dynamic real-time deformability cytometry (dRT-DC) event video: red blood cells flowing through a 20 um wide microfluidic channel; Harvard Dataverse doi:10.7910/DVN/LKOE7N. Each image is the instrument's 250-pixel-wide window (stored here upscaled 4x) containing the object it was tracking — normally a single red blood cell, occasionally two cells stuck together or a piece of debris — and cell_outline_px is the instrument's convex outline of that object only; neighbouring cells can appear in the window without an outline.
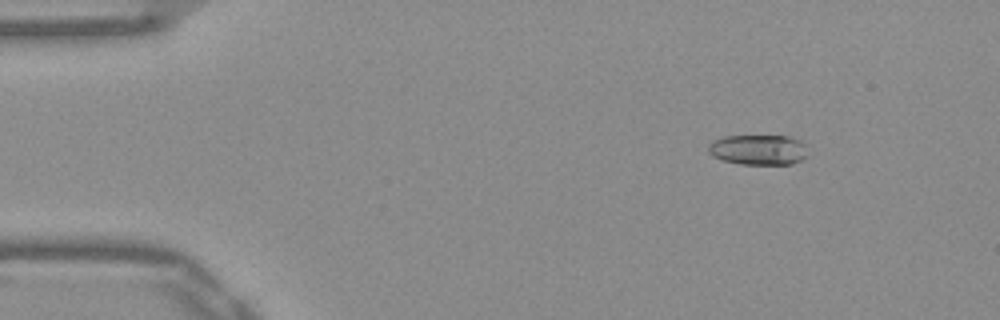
{"species": "Egyptian fruit bat (a non-hibernating species)", "species_latin": "Rousettus aegyptiacus", "temperature_condition": "warm", "stored_images_in_passage": 46, "camera_frame_rate_fps": 3000, "um_per_image_px": 0.085, "frame": {"image": 1, "passage_image": 1, "time_ms": 0.0, "image_size_px": [1000, 320], "cell_outline_px": [[808, 156], [792, 164], [740, 164], [724, 160], [712, 156], [708, 152], [708, 144], [712, 140], [724, 136], [788, 136], [800, 140], [804, 144]], "centroid_in_image_um": [64.44, 12.72], "position_along_channel_um": 20.6, "area_um2": 17.63}}
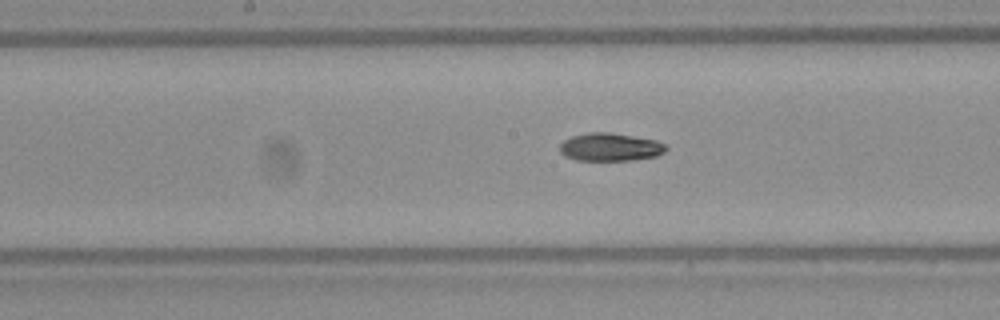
{"frame": {"image": 2, "passage_image": 21, "time_ms": 6.667, "image_size_px": [1000, 320], "cell_outline_px": [[668, 148], [664, 152], [656, 156], [632, 160], [576, 160], [564, 156], [560, 152], [560, 144], [564, 140], [572, 136], [588, 132], [608, 132], [656, 140], [668, 144]], "centroid_in_image_um": [51.88, 12.5], "position_along_channel_um": 196.3, "area_um2": 17.4}}
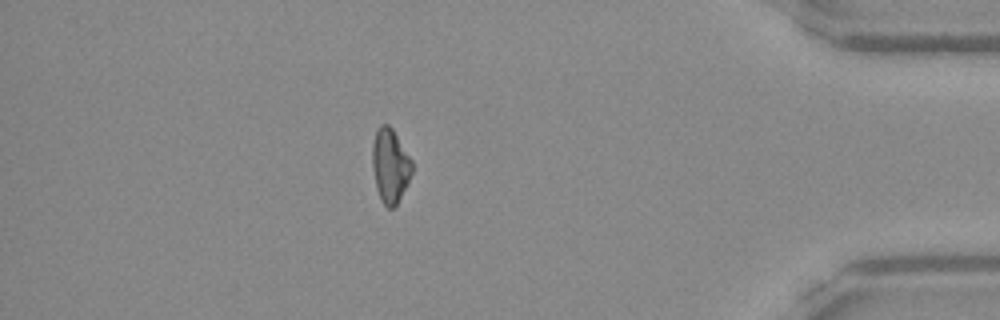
{"frame": {"image": 3, "passage_image": 40, "time_ms": 13.0, "image_size_px": [1000, 320], "cell_outline_px": [[412, 172], [396, 204], [392, 208], [388, 208], [380, 200], [376, 188], [372, 168], [372, 144], [376, 132], [380, 124], [388, 124], [392, 128], [412, 160]], "centroid_in_image_um": [33.14, 14.06], "position_along_channel_um": 402.1, "area_um2": 16.94}, "authors_computed_cell_mechanics": {"area_um2": 17.5712, "velocity_mm_per_s": 3.9099, "shape_relaxation_time_tau1_ms": 6.1486, "shape_relaxation_time_tau2_ms": 10.6208, "deformation_change_tau1": 0.1775, "deformation_change_tau2": 0.1345}}